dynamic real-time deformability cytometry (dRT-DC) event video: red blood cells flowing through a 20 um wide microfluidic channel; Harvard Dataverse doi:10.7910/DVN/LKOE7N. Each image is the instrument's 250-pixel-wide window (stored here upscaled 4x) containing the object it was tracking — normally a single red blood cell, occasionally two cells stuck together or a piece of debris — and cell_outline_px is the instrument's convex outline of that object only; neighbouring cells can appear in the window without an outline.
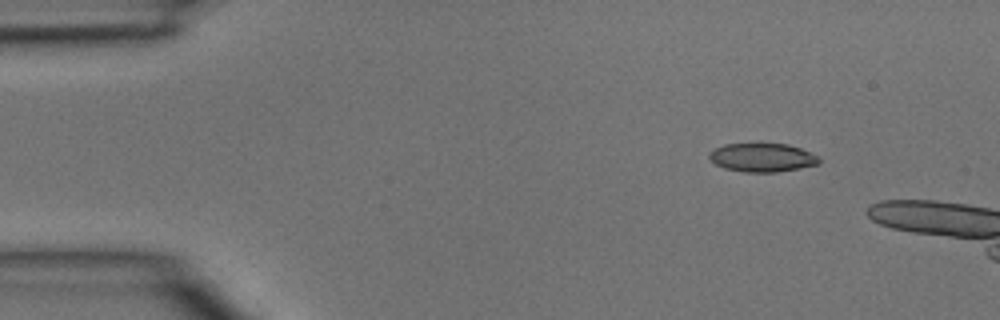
{"species": "common noctule bat (a hibernating species)", "species_latin": "Nyctalus noctula", "temperature_condition": "room temperature", "stored_images_in_passage": 4, "camera_frame_rate_fps": 3000, "um_per_image_px": 0.085, "animal": {"sex": "male", "body_mass_g": 15.6}, "frame": {"image": 1, "passage_image": 2, "time_ms": 0.333, "image_size_px": [1000, 320], "cell_outline_px": [[820, 164], [800, 168], [776, 172], [744, 172], [724, 168], [716, 164], [708, 156], [708, 152], [724, 144], [756, 140], [788, 144], [800, 148], [816, 156], [820, 160]], "centroid_in_image_um": [64.75, 13.33], "position_along_channel_um": 20.2, "area_um2": 19.07}}